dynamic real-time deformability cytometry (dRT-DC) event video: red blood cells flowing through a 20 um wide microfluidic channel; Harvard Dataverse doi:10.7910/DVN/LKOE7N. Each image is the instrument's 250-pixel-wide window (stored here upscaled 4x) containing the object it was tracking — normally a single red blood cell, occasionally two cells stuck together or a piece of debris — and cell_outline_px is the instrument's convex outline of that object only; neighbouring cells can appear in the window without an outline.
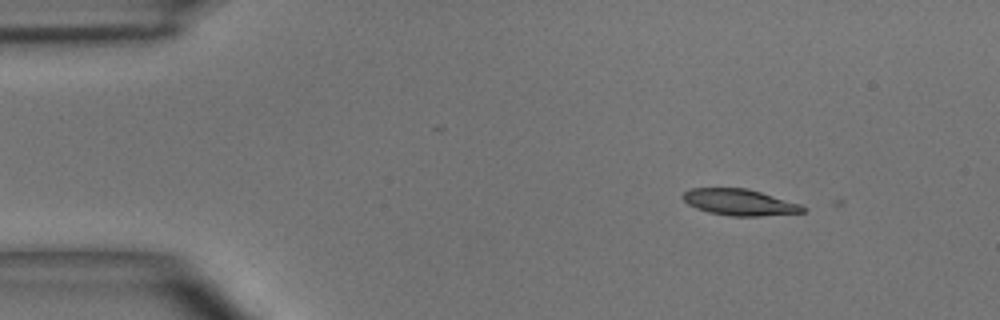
{"species": "common noctule bat (a hibernating species)", "species_latin": "Nyctalus noctula", "temperature_condition": "room temperature", "stored_images_in_passage": 2, "camera_frame_rate_fps": 3000, "um_per_image_px": 0.085, "animal": {"sex": "male", "body_mass_g": 15.6}, "frame": {"image": 1, "passage_image": 1, "time_ms": 0.0, "image_size_px": [1000, 320], "cell_outline_px": [[808, 208], [804, 212], [760, 216], [728, 216], [708, 212], [696, 208], [688, 204], [680, 196], [688, 188], [748, 188], [800, 204]], "centroid_in_image_um": [62.84, 17.19], "position_along_channel_um": 22.2, "area_um2": 18.5}}